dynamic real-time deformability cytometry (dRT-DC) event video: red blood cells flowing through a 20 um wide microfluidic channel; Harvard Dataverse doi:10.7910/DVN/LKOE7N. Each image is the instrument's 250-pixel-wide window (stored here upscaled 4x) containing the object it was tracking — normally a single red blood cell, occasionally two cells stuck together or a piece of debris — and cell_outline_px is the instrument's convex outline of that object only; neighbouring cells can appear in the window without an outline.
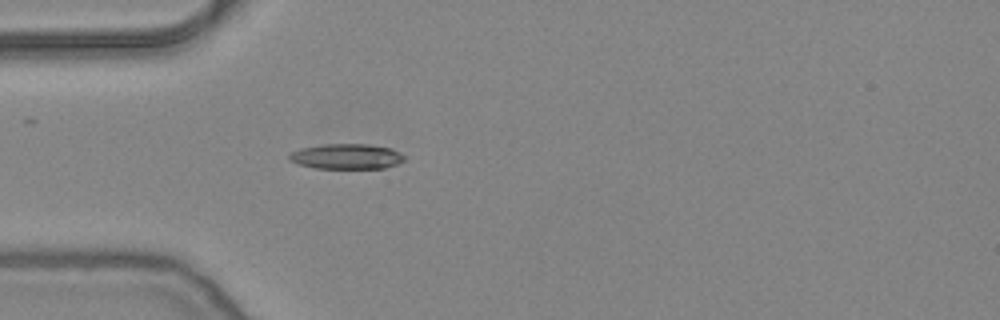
{"species": "common noctule bat (a hibernating species)", "species_latin": "Nyctalus noctula", "temperature_condition": "warm", "stored_images_in_passage": 39, "camera_frame_rate_fps": 3000, "um_per_image_px": 0.085, "animal": {"sex": "female", "body_mass_g": 24.6, "forearm_length_mm": 56.2}, "frame": {"image": 1, "passage_image": 1, "time_ms": 0.0, "image_size_px": [1000, 320], "cell_outline_px": [[404, 160], [396, 164], [384, 168], [316, 168], [300, 164], [288, 160], [288, 156], [292, 152], [300, 148], [324, 144], [368, 144], [392, 148], [404, 156]], "centroid_in_image_um": [29.44, 13.29], "position_along_channel_um": 55.6, "area_um2": 16.82}}
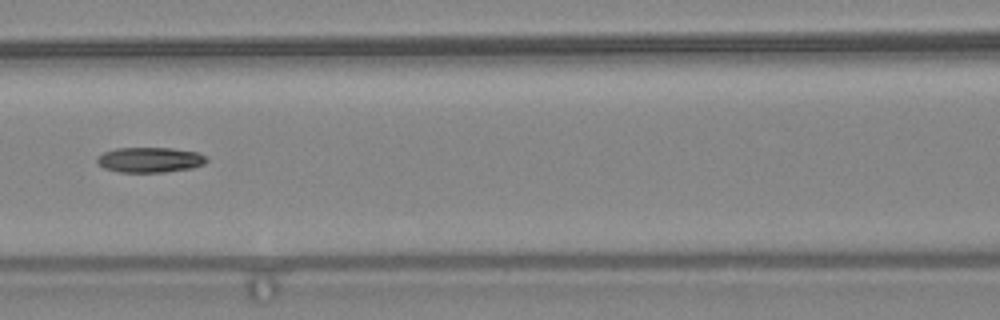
{"frame": {"image": 2, "passage_image": 9, "time_ms": 2.667, "image_size_px": [1000, 320], "cell_outline_px": [[208, 160], [204, 164], [192, 168], [164, 172], [120, 172], [104, 168], [96, 160], [96, 156], [104, 152], [116, 148], [172, 148], [196, 152], [204, 156]], "centroid_in_image_um": [12.72, 13.58], "position_along_channel_um": 153.9, "area_um2": 16.01}}
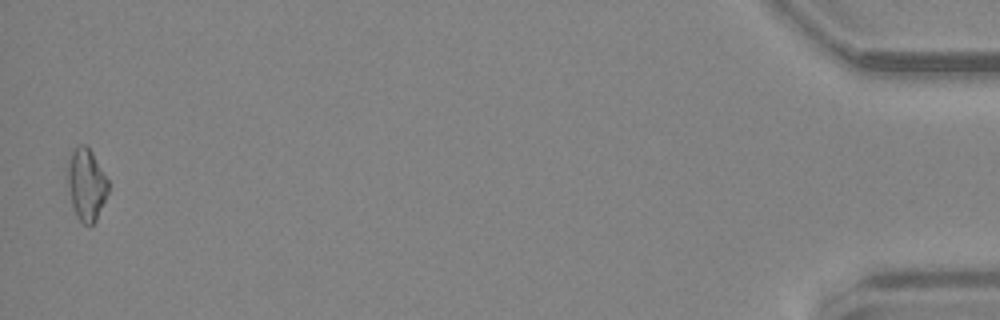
{"frame": {"image": 3, "passage_image": 38, "time_ms": 12.333, "image_size_px": [1000, 320], "cell_outline_px": [[108, 192], [96, 220], [92, 224], [84, 224], [76, 216], [72, 204], [64, 168], [72, 152], [80, 144], [84, 144], [92, 152], [108, 180]], "centroid_in_image_um": [7.3, 15.66], "position_along_channel_um": 427.9, "area_um2": 17.05}}